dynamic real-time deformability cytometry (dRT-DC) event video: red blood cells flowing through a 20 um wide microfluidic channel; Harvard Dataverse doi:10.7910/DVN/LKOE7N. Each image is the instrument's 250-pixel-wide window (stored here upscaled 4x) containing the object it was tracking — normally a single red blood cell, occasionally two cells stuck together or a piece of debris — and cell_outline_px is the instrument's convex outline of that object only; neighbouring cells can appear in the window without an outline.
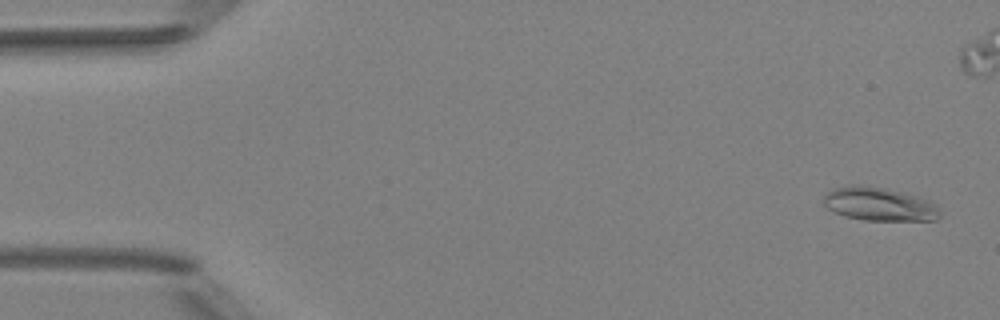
{"species": "Egyptian fruit bat (a non-hibernating species)", "species_latin": "Rousettus aegyptiacus", "temperature_condition": "room temperature", "stored_images_in_passage": 6, "camera_frame_rate_fps": 3000, "um_per_image_px": 0.085, "animal": {"sex": "female"}, "frame": {"image": 1, "passage_image": 1, "time_ms": 0.0, "image_size_px": [1000, 320], "cell_outline_px": [[940, 216], [936, 220], [864, 220], [844, 216], [828, 208], [824, 204], [824, 196], [828, 192], [836, 188], [852, 184], [888, 188], [932, 200], [940, 208]], "centroid_in_image_um": [74.79, 17.35], "position_along_channel_um": 10.2, "area_um2": 22.77}}